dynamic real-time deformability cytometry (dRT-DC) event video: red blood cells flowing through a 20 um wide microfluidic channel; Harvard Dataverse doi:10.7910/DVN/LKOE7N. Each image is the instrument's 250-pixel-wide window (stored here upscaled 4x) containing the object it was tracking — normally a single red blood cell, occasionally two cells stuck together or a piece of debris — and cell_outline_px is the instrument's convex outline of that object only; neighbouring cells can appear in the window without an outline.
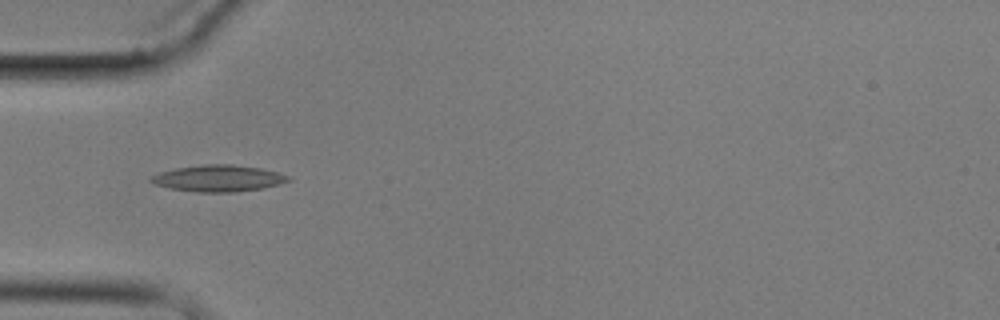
{"species": "common noctule bat (a hibernating species)", "species_latin": "Nyctalus noctula", "temperature_condition": "cold", "stored_images_in_passage": 6, "camera_frame_rate_fps": 3000, "um_per_image_px": 0.085, "animal": {"sex": "male", "body_mass_g": 17.9}, "frame": {"image": 1, "passage_image": 5, "time_ms": 4.667, "image_size_px": [1000, 320], "cell_outline_px": [[292, 180], [280, 184], [264, 188], [232, 192], [200, 192], [168, 188], [156, 184], [148, 180], [152, 176], [160, 172], [176, 168], [204, 164], [232, 164], [260, 168], [292, 176]], "centroid_in_image_um": [18.6, 15.15], "position_along_channel_um": 66.4, "area_um2": 21.21}}
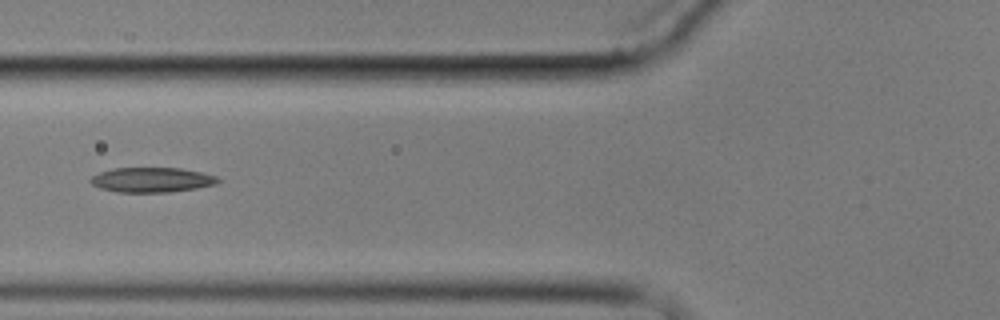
{"frame": {"image": 2, "passage_image": 6, "time_ms": 6.0, "image_size_px": [1000, 320], "cell_outline_px": [[220, 180], [216, 184], [196, 188], [168, 192], [116, 192], [100, 188], [92, 184], [88, 180], [92, 176], [100, 172], [112, 168], [180, 168], [200, 172], [216, 176]], "centroid_in_image_um": [12.87, 15.28], "position_along_channel_um": 112.9, "area_um2": 18.38}}